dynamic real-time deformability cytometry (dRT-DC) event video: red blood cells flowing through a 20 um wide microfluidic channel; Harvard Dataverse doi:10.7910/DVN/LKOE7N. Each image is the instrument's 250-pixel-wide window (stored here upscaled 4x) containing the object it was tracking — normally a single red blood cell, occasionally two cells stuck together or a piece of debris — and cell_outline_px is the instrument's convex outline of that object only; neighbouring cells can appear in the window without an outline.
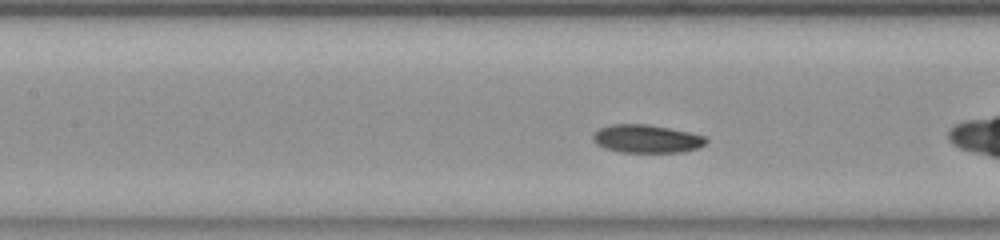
{"species": "common noctule bat (a hibernating species)", "species_latin": "Nyctalus noctula", "temperature_condition": "room temperature", "stored_images_in_passage": 38, "camera_frame_rate_fps": 3000, "um_per_image_px": 0.085, "animal": {"sex": "female", "body_mass_g": 23.0, "forearm_length_mm": 53.4}, "frame": {"image": 1, "passage_image": 8, "time_ms": 2.333, "image_size_px": [1000, 240], "cell_outline_px": [[708, 140], [704, 144], [696, 148], [684, 152], [620, 152], [596, 144], [592, 136], [600, 128], [612, 124], [648, 124], [688, 132], [704, 136]], "centroid_in_image_um": [54.96, 11.79], "position_along_channel_um": 152.4, "area_um2": 18.26}}
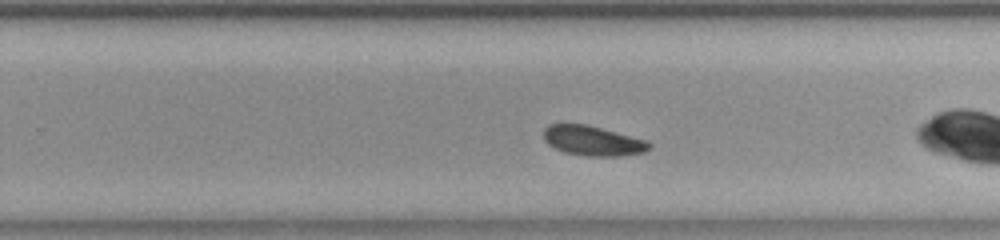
{"frame": {"image": 2, "passage_image": 18, "time_ms": 5.667, "image_size_px": [1000, 240], "cell_outline_px": [[652, 148], [644, 152], [616, 156], [588, 156], [564, 152], [548, 144], [544, 140], [544, 128], [548, 124], [588, 124], [644, 140], [652, 144]], "centroid_in_image_um": [50.36, 11.96], "position_along_channel_um": 279.4, "area_um2": 18.21}}
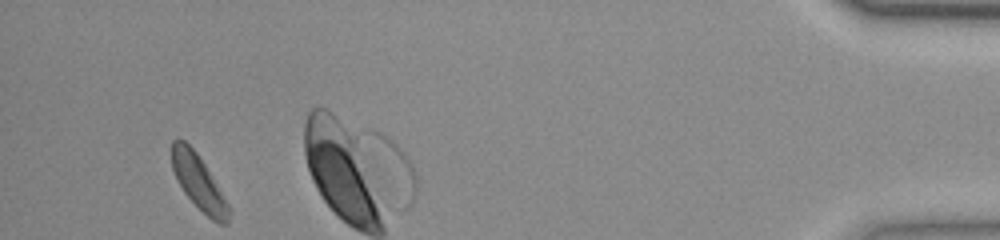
{"frame": {"image": 3, "passage_image": 35, "time_ms": 11.333, "image_size_px": [1000, 240], "cell_outline_px": [[232, 208], [228, 224], [220, 224], [212, 220], [184, 192], [172, 168], [172, 140], [176, 136], [184, 140], [196, 152], [204, 164]], "centroid_in_image_um": [16.91, 15.5], "position_along_channel_um": 418.3, "area_um2": 17.92}}